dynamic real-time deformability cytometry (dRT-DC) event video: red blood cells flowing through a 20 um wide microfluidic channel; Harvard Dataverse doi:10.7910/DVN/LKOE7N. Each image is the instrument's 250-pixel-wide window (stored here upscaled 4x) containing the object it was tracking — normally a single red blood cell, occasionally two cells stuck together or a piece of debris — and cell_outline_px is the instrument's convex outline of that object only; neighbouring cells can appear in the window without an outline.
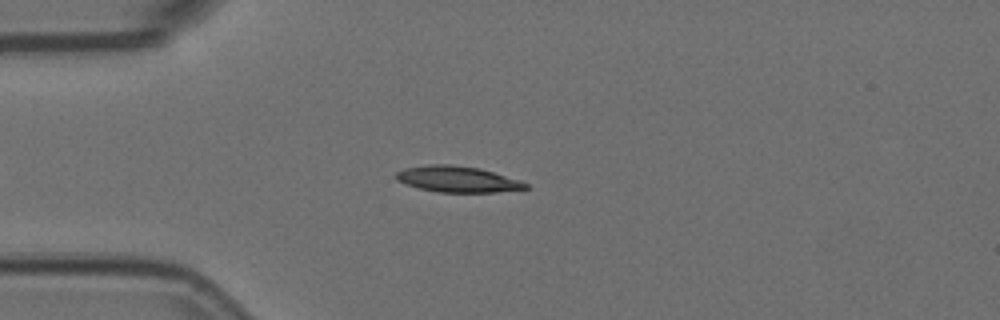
{"species": "Egyptian fruit bat (a non-hibernating species)", "species_latin": "Rousettus aegyptiacus", "temperature_condition": "room temperature", "stored_images_in_passage": 3, "camera_frame_rate_fps": 3000, "um_per_image_px": 0.085, "animal": {"sex": "female"}, "frame": {"image": 1, "passage_image": 3, "time_ms": 0.667, "image_size_px": [1000, 320], "cell_outline_px": [[528, 188], [496, 192], [440, 192], [420, 188], [404, 184], [396, 180], [396, 172], [404, 168], [428, 164], [452, 164], [480, 168], [520, 180], [528, 184]], "centroid_in_image_um": [38.86, 15.22], "position_along_channel_um": 46.1, "area_um2": 19.65}}